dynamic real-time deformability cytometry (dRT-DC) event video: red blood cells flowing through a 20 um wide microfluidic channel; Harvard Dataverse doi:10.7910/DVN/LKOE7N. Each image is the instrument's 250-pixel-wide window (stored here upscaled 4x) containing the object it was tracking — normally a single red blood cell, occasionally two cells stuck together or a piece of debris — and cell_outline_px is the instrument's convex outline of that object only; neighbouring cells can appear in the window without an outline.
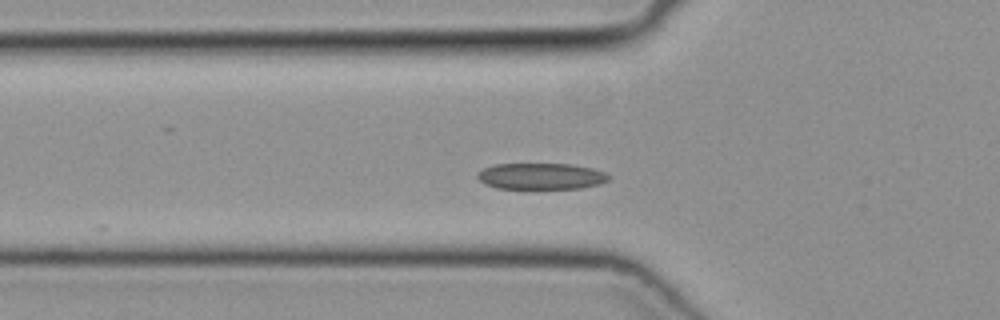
{"species": "common noctule bat (a hibernating species)", "species_latin": "Nyctalus noctula", "temperature_condition": "cold", "stored_images_in_passage": 39, "camera_frame_rate_fps": 3000, "um_per_image_px": 0.085, "animal": {"sex": "female", "body_mass_g": 19.3, "forearm_length_mm": 54.1}, "frame": {"image": 1, "passage_image": 5, "time_ms": 1.333, "image_size_px": [1000, 320], "cell_outline_px": [[612, 176], [608, 180], [600, 184], [580, 188], [496, 188], [484, 184], [476, 176], [476, 172], [484, 168], [496, 164], [572, 164], [592, 168], [604, 172]], "centroid_in_image_um": [45.99, 14.97], "position_along_channel_um": 79.8, "area_um2": 20.11}}
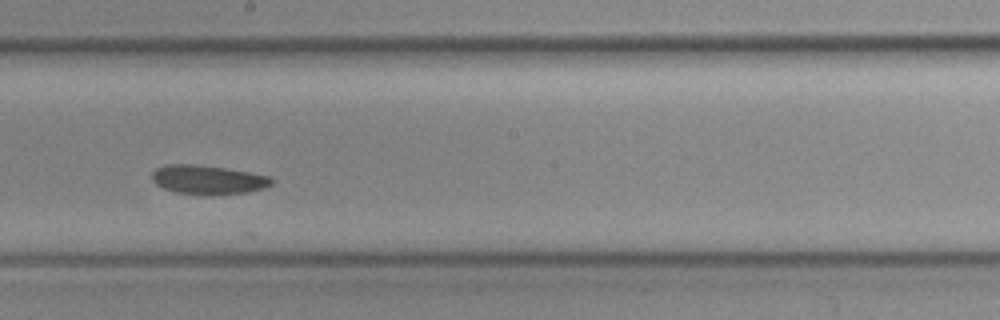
{"frame": {"image": 2, "passage_image": 16, "time_ms": 5.0, "image_size_px": [1000, 320], "cell_outline_px": [[272, 184], [264, 188], [248, 192], [212, 196], [200, 196], [176, 192], [164, 188], [156, 184], [152, 180], [152, 172], [156, 168], [168, 164], [192, 164], [224, 168], [248, 172], [268, 176], [272, 180]], "centroid_in_image_um": [17.65, 15.3], "position_along_channel_um": 230.6, "area_um2": 20.4}}
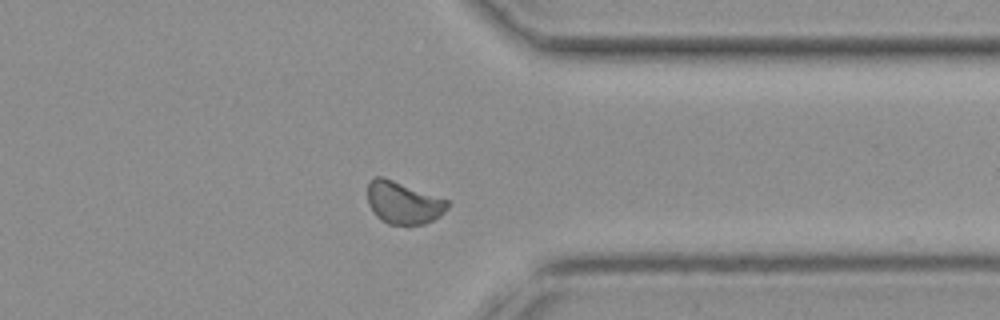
{"frame": {"image": 3, "passage_image": 27, "time_ms": 8.667, "image_size_px": [1000, 320], "cell_outline_px": [[448, 208], [440, 216], [424, 224], [408, 228], [388, 224], [380, 220], [372, 212], [368, 204], [368, 180], [372, 176], [384, 176], [448, 200]], "centroid_in_image_um": [34.25, 17.26], "position_along_channel_um": 377.2, "area_um2": 20.46}}